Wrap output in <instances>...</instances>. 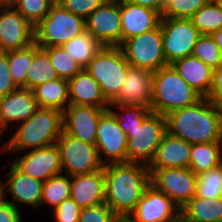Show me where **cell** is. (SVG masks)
<instances>
[{"mask_svg": "<svg viewBox=\"0 0 222 222\" xmlns=\"http://www.w3.org/2000/svg\"><path fill=\"white\" fill-rule=\"evenodd\" d=\"M105 203L119 217H128L150 185L148 165L110 163L104 165Z\"/></svg>", "mask_w": 222, "mask_h": 222, "instance_id": "obj_1", "label": "cell"}, {"mask_svg": "<svg viewBox=\"0 0 222 222\" xmlns=\"http://www.w3.org/2000/svg\"><path fill=\"white\" fill-rule=\"evenodd\" d=\"M165 118L167 133L189 144L222 142V120L215 102L209 98L174 110Z\"/></svg>", "mask_w": 222, "mask_h": 222, "instance_id": "obj_2", "label": "cell"}, {"mask_svg": "<svg viewBox=\"0 0 222 222\" xmlns=\"http://www.w3.org/2000/svg\"><path fill=\"white\" fill-rule=\"evenodd\" d=\"M2 151H26L56 144L63 132L62 111L39 108L28 120L19 123Z\"/></svg>", "mask_w": 222, "mask_h": 222, "instance_id": "obj_3", "label": "cell"}, {"mask_svg": "<svg viewBox=\"0 0 222 222\" xmlns=\"http://www.w3.org/2000/svg\"><path fill=\"white\" fill-rule=\"evenodd\" d=\"M202 98L172 65L153 72L152 112L166 116L174 110L192 106Z\"/></svg>", "mask_w": 222, "mask_h": 222, "instance_id": "obj_4", "label": "cell"}, {"mask_svg": "<svg viewBox=\"0 0 222 222\" xmlns=\"http://www.w3.org/2000/svg\"><path fill=\"white\" fill-rule=\"evenodd\" d=\"M129 67L120 47L103 46L85 69L99 83L103 97L110 104L120 92Z\"/></svg>", "mask_w": 222, "mask_h": 222, "instance_id": "obj_5", "label": "cell"}, {"mask_svg": "<svg viewBox=\"0 0 222 222\" xmlns=\"http://www.w3.org/2000/svg\"><path fill=\"white\" fill-rule=\"evenodd\" d=\"M85 31V19L55 2L35 27L34 42L41 48L62 46Z\"/></svg>", "mask_w": 222, "mask_h": 222, "instance_id": "obj_6", "label": "cell"}, {"mask_svg": "<svg viewBox=\"0 0 222 222\" xmlns=\"http://www.w3.org/2000/svg\"><path fill=\"white\" fill-rule=\"evenodd\" d=\"M166 133L165 116L151 112L140 126L127 134V162L149 165Z\"/></svg>", "mask_w": 222, "mask_h": 222, "instance_id": "obj_7", "label": "cell"}, {"mask_svg": "<svg viewBox=\"0 0 222 222\" xmlns=\"http://www.w3.org/2000/svg\"><path fill=\"white\" fill-rule=\"evenodd\" d=\"M119 47L131 67L155 72L167 66L163 53L161 24L153 30L125 40Z\"/></svg>", "mask_w": 222, "mask_h": 222, "instance_id": "obj_8", "label": "cell"}, {"mask_svg": "<svg viewBox=\"0 0 222 222\" xmlns=\"http://www.w3.org/2000/svg\"><path fill=\"white\" fill-rule=\"evenodd\" d=\"M160 24L167 65L192 55L194 46L202 34L191 19L161 17Z\"/></svg>", "mask_w": 222, "mask_h": 222, "instance_id": "obj_9", "label": "cell"}, {"mask_svg": "<svg viewBox=\"0 0 222 222\" xmlns=\"http://www.w3.org/2000/svg\"><path fill=\"white\" fill-rule=\"evenodd\" d=\"M56 145L60 151L62 173L72 176L104 169L95 144L84 142L62 132Z\"/></svg>", "mask_w": 222, "mask_h": 222, "instance_id": "obj_10", "label": "cell"}, {"mask_svg": "<svg viewBox=\"0 0 222 222\" xmlns=\"http://www.w3.org/2000/svg\"><path fill=\"white\" fill-rule=\"evenodd\" d=\"M150 184L180 209L195 195L198 176L190 168L149 169Z\"/></svg>", "mask_w": 222, "mask_h": 222, "instance_id": "obj_11", "label": "cell"}, {"mask_svg": "<svg viewBox=\"0 0 222 222\" xmlns=\"http://www.w3.org/2000/svg\"><path fill=\"white\" fill-rule=\"evenodd\" d=\"M85 30L102 46L122 44L120 0H107L85 19Z\"/></svg>", "mask_w": 222, "mask_h": 222, "instance_id": "obj_12", "label": "cell"}, {"mask_svg": "<svg viewBox=\"0 0 222 222\" xmlns=\"http://www.w3.org/2000/svg\"><path fill=\"white\" fill-rule=\"evenodd\" d=\"M127 141V135L113 115L105 110L98 121L95 143L101 162L104 165L127 163Z\"/></svg>", "mask_w": 222, "mask_h": 222, "instance_id": "obj_13", "label": "cell"}, {"mask_svg": "<svg viewBox=\"0 0 222 222\" xmlns=\"http://www.w3.org/2000/svg\"><path fill=\"white\" fill-rule=\"evenodd\" d=\"M34 43V26L10 2L0 4V52L23 49Z\"/></svg>", "mask_w": 222, "mask_h": 222, "instance_id": "obj_14", "label": "cell"}, {"mask_svg": "<svg viewBox=\"0 0 222 222\" xmlns=\"http://www.w3.org/2000/svg\"><path fill=\"white\" fill-rule=\"evenodd\" d=\"M11 163L25 175L41 182L62 173L60 151L56 144L32 149Z\"/></svg>", "mask_w": 222, "mask_h": 222, "instance_id": "obj_15", "label": "cell"}, {"mask_svg": "<svg viewBox=\"0 0 222 222\" xmlns=\"http://www.w3.org/2000/svg\"><path fill=\"white\" fill-rule=\"evenodd\" d=\"M179 214L180 208L150 184L128 218L132 222H170Z\"/></svg>", "mask_w": 222, "mask_h": 222, "instance_id": "obj_16", "label": "cell"}, {"mask_svg": "<svg viewBox=\"0 0 222 222\" xmlns=\"http://www.w3.org/2000/svg\"><path fill=\"white\" fill-rule=\"evenodd\" d=\"M107 109L95 106L70 104L62 112L63 133L95 144L98 121Z\"/></svg>", "mask_w": 222, "mask_h": 222, "instance_id": "obj_17", "label": "cell"}, {"mask_svg": "<svg viewBox=\"0 0 222 222\" xmlns=\"http://www.w3.org/2000/svg\"><path fill=\"white\" fill-rule=\"evenodd\" d=\"M39 109L37 100L31 89L18 87L16 90L0 98V135L28 120Z\"/></svg>", "mask_w": 222, "mask_h": 222, "instance_id": "obj_18", "label": "cell"}, {"mask_svg": "<svg viewBox=\"0 0 222 222\" xmlns=\"http://www.w3.org/2000/svg\"><path fill=\"white\" fill-rule=\"evenodd\" d=\"M153 87V72L129 67L120 92L111 105H143L150 108Z\"/></svg>", "mask_w": 222, "mask_h": 222, "instance_id": "obj_19", "label": "cell"}, {"mask_svg": "<svg viewBox=\"0 0 222 222\" xmlns=\"http://www.w3.org/2000/svg\"><path fill=\"white\" fill-rule=\"evenodd\" d=\"M122 43L153 30L160 24L161 14L153 9L120 0Z\"/></svg>", "mask_w": 222, "mask_h": 222, "instance_id": "obj_20", "label": "cell"}, {"mask_svg": "<svg viewBox=\"0 0 222 222\" xmlns=\"http://www.w3.org/2000/svg\"><path fill=\"white\" fill-rule=\"evenodd\" d=\"M5 187L7 194L11 195L12 200H6L15 207L19 204H25L37 209L41 203L43 183L31 176L25 175L19 171L12 163L7 172ZM16 202V203H15Z\"/></svg>", "mask_w": 222, "mask_h": 222, "instance_id": "obj_21", "label": "cell"}, {"mask_svg": "<svg viewBox=\"0 0 222 222\" xmlns=\"http://www.w3.org/2000/svg\"><path fill=\"white\" fill-rule=\"evenodd\" d=\"M70 197L80 208L105 202L104 169L87 174L71 176Z\"/></svg>", "mask_w": 222, "mask_h": 222, "instance_id": "obj_22", "label": "cell"}, {"mask_svg": "<svg viewBox=\"0 0 222 222\" xmlns=\"http://www.w3.org/2000/svg\"><path fill=\"white\" fill-rule=\"evenodd\" d=\"M191 144L166 133L148 169L189 168Z\"/></svg>", "mask_w": 222, "mask_h": 222, "instance_id": "obj_23", "label": "cell"}, {"mask_svg": "<svg viewBox=\"0 0 222 222\" xmlns=\"http://www.w3.org/2000/svg\"><path fill=\"white\" fill-rule=\"evenodd\" d=\"M69 102L74 105L107 109L109 103L102 95L99 83L83 68L68 80Z\"/></svg>", "mask_w": 222, "mask_h": 222, "instance_id": "obj_24", "label": "cell"}, {"mask_svg": "<svg viewBox=\"0 0 222 222\" xmlns=\"http://www.w3.org/2000/svg\"><path fill=\"white\" fill-rule=\"evenodd\" d=\"M179 75L203 98L209 96L213 82V69L199 58L189 55L172 64Z\"/></svg>", "mask_w": 222, "mask_h": 222, "instance_id": "obj_25", "label": "cell"}, {"mask_svg": "<svg viewBox=\"0 0 222 222\" xmlns=\"http://www.w3.org/2000/svg\"><path fill=\"white\" fill-rule=\"evenodd\" d=\"M34 97L39 108H54L62 112L70 105L68 80L58 78L35 87Z\"/></svg>", "mask_w": 222, "mask_h": 222, "instance_id": "obj_26", "label": "cell"}, {"mask_svg": "<svg viewBox=\"0 0 222 222\" xmlns=\"http://www.w3.org/2000/svg\"><path fill=\"white\" fill-rule=\"evenodd\" d=\"M180 213L191 222H222V197L200 198L195 195Z\"/></svg>", "mask_w": 222, "mask_h": 222, "instance_id": "obj_27", "label": "cell"}, {"mask_svg": "<svg viewBox=\"0 0 222 222\" xmlns=\"http://www.w3.org/2000/svg\"><path fill=\"white\" fill-rule=\"evenodd\" d=\"M222 164V142L191 144L190 169L197 175Z\"/></svg>", "mask_w": 222, "mask_h": 222, "instance_id": "obj_28", "label": "cell"}, {"mask_svg": "<svg viewBox=\"0 0 222 222\" xmlns=\"http://www.w3.org/2000/svg\"><path fill=\"white\" fill-rule=\"evenodd\" d=\"M58 78L59 76L51 65L48 53L34 42L33 61L27 70L26 88L33 90L39 85Z\"/></svg>", "mask_w": 222, "mask_h": 222, "instance_id": "obj_29", "label": "cell"}, {"mask_svg": "<svg viewBox=\"0 0 222 222\" xmlns=\"http://www.w3.org/2000/svg\"><path fill=\"white\" fill-rule=\"evenodd\" d=\"M82 68L94 58L103 47L94 36L86 30L61 46Z\"/></svg>", "mask_w": 222, "mask_h": 222, "instance_id": "obj_30", "label": "cell"}, {"mask_svg": "<svg viewBox=\"0 0 222 222\" xmlns=\"http://www.w3.org/2000/svg\"><path fill=\"white\" fill-rule=\"evenodd\" d=\"M190 19L202 35H212L222 28V6L218 0H209Z\"/></svg>", "mask_w": 222, "mask_h": 222, "instance_id": "obj_31", "label": "cell"}, {"mask_svg": "<svg viewBox=\"0 0 222 222\" xmlns=\"http://www.w3.org/2000/svg\"><path fill=\"white\" fill-rule=\"evenodd\" d=\"M71 195V176L61 173L52 176L43 183L41 203L51 205L54 209Z\"/></svg>", "mask_w": 222, "mask_h": 222, "instance_id": "obj_32", "label": "cell"}, {"mask_svg": "<svg viewBox=\"0 0 222 222\" xmlns=\"http://www.w3.org/2000/svg\"><path fill=\"white\" fill-rule=\"evenodd\" d=\"M7 55L10 75L17 87L26 88L27 70L33 61V44L23 49L4 52Z\"/></svg>", "mask_w": 222, "mask_h": 222, "instance_id": "obj_33", "label": "cell"}, {"mask_svg": "<svg viewBox=\"0 0 222 222\" xmlns=\"http://www.w3.org/2000/svg\"><path fill=\"white\" fill-rule=\"evenodd\" d=\"M113 106H118L121 111H114L115 109L112 110ZM107 110L113 115L116 122L119 124V126L122 128L126 135L129 131H132L137 126H140L143 120L152 112L149 107L143 105L109 104Z\"/></svg>", "mask_w": 222, "mask_h": 222, "instance_id": "obj_34", "label": "cell"}, {"mask_svg": "<svg viewBox=\"0 0 222 222\" xmlns=\"http://www.w3.org/2000/svg\"><path fill=\"white\" fill-rule=\"evenodd\" d=\"M59 78L69 80L83 68L61 46L44 47Z\"/></svg>", "mask_w": 222, "mask_h": 222, "instance_id": "obj_35", "label": "cell"}, {"mask_svg": "<svg viewBox=\"0 0 222 222\" xmlns=\"http://www.w3.org/2000/svg\"><path fill=\"white\" fill-rule=\"evenodd\" d=\"M9 2L35 27L47 16L56 0H10Z\"/></svg>", "mask_w": 222, "mask_h": 222, "instance_id": "obj_36", "label": "cell"}, {"mask_svg": "<svg viewBox=\"0 0 222 222\" xmlns=\"http://www.w3.org/2000/svg\"><path fill=\"white\" fill-rule=\"evenodd\" d=\"M196 196L200 198L222 197V164L198 176Z\"/></svg>", "mask_w": 222, "mask_h": 222, "instance_id": "obj_37", "label": "cell"}, {"mask_svg": "<svg viewBox=\"0 0 222 222\" xmlns=\"http://www.w3.org/2000/svg\"><path fill=\"white\" fill-rule=\"evenodd\" d=\"M192 55L199 58L212 69L222 64V54L212 35H201L196 42Z\"/></svg>", "mask_w": 222, "mask_h": 222, "instance_id": "obj_38", "label": "cell"}, {"mask_svg": "<svg viewBox=\"0 0 222 222\" xmlns=\"http://www.w3.org/2000/svg\"><path fill=\"white\" fill-rule=\"evenodd\" d=\"M209 0H165L161 17L190 19Z\"/></svg>", "mask_w": 222, "mask_h": 222, "instance_id": "obj_39", "label": "cell"}, {"mask_svg": "<svg viewBox=\"0 0 222 222\" xmlns=\"http://www.w3.org/2000/svg\"><path fill=\"white\" fill-rule=\"evenodd\" d=\"M118 218L104 202L99 205L81 208L79 222H115Z\"/></svg>", "mask_w": 222, "mask_h": 222, "instance_id": "obj_40", "label": "cell"}, {"mask_svg": "<svg viewBox=\"0 0 222 222\" xmlns=\"http://www.w3.org/2000/svg\"><path fill=\"white\" fill-rule=\"evenodd\" d=\"M107 0H56L63 8L86 19L96 8Z\"/></svg>", "mask_w": 222, "mask_h": 222, "instance_id": "obj_41", "label": "cell"}, {"mask_svg": "<svg viewBox=\"0 0 222 222\" xmlns=\"http://www.w3.org/2000/svg\"><path fill=\"white\" fill-rule=\"evenodd\" d=\"M53 210L56 222H79L81 208L71 197L63 200Z\"/></svg>", "mask_w": 222, "mask_h": 222, "instance_id": "obj_42", "label": "cell"}, {"mask_svg": "<svg viewBox=\"0 0 222 222\" xmlns=\"http://www.w3.org/2000/svg\"><path fill=\"white\" fill-rule=\"evenodd\" d=\"M17 88L10 75L7 55L4 52H0V98Z\"/></svg>", "mask_w": 222, "mask_h": 222, "instance_id": "obj_43", "label": "cell"}, {"mask_svg": "<svg viewBox=\"0 0 222 222\" xmlns=\"http://www.w3.org/2000/svg\"><path fill=\"white\" fill-rule=\"evenodd\" d=\"M0 222H22L19 207H15L12 203L5 202L0 206Z\"/></svg>", "mask_w": 222, "mask_h": 222, "instance_id": "obj_44", "label": "cell"}, {"mask_svg": "<svg viewBox=\"0 0 222 222\" xmlns=\"http://www.w3.org/2000/svg\"><path fill=\"white\" fill-rule=\"evenodd\" d=\"M222 97V64L213 69V82L209 92V98L213 102H217Z\"/></svg>", "mask_w": 222, "mask_h": 222, "instance_id": "obj_45", "label": "cell"}, {"mask_svg": "<svg viewBox=\"0 0 222 222\" xmlns=\"http://www.w3.org/2000/svg\"><path fill=\"white\" fill-rule=\"evenodd\" d=\"M126 1L156 10L161 15L165 7V0H126Z\"/></svg>", "mask_w": 222, "mask_h": 222, "instance_id": "obj_46", "label": "cell"}, {"mask_svg": "<svg viewBox=\"0 0 222 222\" xmlns=\"http://www.w3.org/2000/svg\"><path fill=\"white\" fill-rule=\"evenodd\" d=\"M222 54V28L212 34Z\"/></svg>", "mask_w": 222, "mask_h": 222, "instance_id": "obj_47", "label": "cell"}, {"mask_svg": "<svg viewBox=\"0 0 222 222\" xmlns=\"http://www.w3.org/2000/svg\"><path fill=\"white\" fill-rule=\"evenodd\" d=\"M5 184L4 182L0 183V206H2L5 202H7L5 199L6 191H5Z\"/></svg>", "mask_w": 222, "mask_h": 222, "instance_id": "obj_48", "label": "cell"}, {"mask_svg": "<svg viewBox=\"0 0 222 222\" xmlns=\"http://www.w3.org/2000/svg\"><path fill=\"white\" fill-rule=\"evenodd\" d=\"M170 222H191L190 220L186 219L181 213L174 218L172 221Z\"/></svg>", "mask_w": 222, "mask_h": 222, "instance_id": "obj_49", "label": "cell"}, {"mask_svg": "<svg viewBox=\"0 0 222 222\" xmlns=\"http://www.w3.org/2000/svg\"><path fill=\"white\" fill-rule=\"evenodd\" d=\"M222 120V97L215 103Z\"/></svg>", "mask_w": 222, "mask_h": 222, "instance_id": "obj_50", "label": "cell"}, {"mask_svg": "<svg viewBox=\"0 0 222 222\" xmlns=\"http://www.w3.org/2000/svg\"><path fill=\"white\" fill-rule=\"evenodd\" d=\"M115 222H132L128 217L118 218Z\"/></svg>", "mask_w": 222, "mask_h": 222, "instance_id": "obj_51", "label": "cell"}, {"mask_svg": "<svg viewBox=\"0 0 222 222\" xmlns=\"http://www.w3.org/2000/svg\"><path fill=\"white\" fill-rule=\"evenodd\" d=\"M1 2H9L10 0H0Z\"/></svg>", "mask_w": 222, "mask_h": 222, "instance_id": "obj_52", "label": "cell"}]
</instances>
